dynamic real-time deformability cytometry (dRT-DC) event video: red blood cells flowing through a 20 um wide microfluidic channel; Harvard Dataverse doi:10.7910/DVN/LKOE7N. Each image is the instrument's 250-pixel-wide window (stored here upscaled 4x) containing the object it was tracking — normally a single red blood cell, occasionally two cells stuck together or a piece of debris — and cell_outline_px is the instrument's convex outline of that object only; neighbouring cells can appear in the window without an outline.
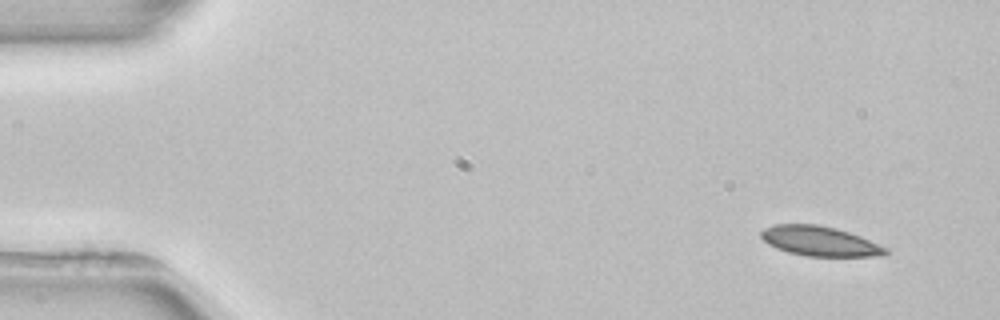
{"species": "common noctule bat (a hibernating species)", "species_latin": "Nyctalus noctula", "temperature_condition": "room temperature", "stored_images_in_passage": 3, "camera_frame_rate_fps": 3000, "um_per_image_px": 0.085, "animal": {"sex": "female", "body_mass_g": 22.7, "forearm_length_mm": 54.2}, "frame": {"image": 1, "passage_image": 1, "time_ms": 0.0, "image_size_px": [1000, 320], "cell_outline_px": [[888, 252], [884, 256], [804, 256], [788, 252], [776, 248], [768, 244], [760, 236], [760, 232], [764, 228], [776, 224], [816, 224], [836, 228], [860, 236], [888, 248]], "centroid_in_image_um": [69.67, 20.5], "position_along_channel_um": 15.3, "area_um2": 21.62}}